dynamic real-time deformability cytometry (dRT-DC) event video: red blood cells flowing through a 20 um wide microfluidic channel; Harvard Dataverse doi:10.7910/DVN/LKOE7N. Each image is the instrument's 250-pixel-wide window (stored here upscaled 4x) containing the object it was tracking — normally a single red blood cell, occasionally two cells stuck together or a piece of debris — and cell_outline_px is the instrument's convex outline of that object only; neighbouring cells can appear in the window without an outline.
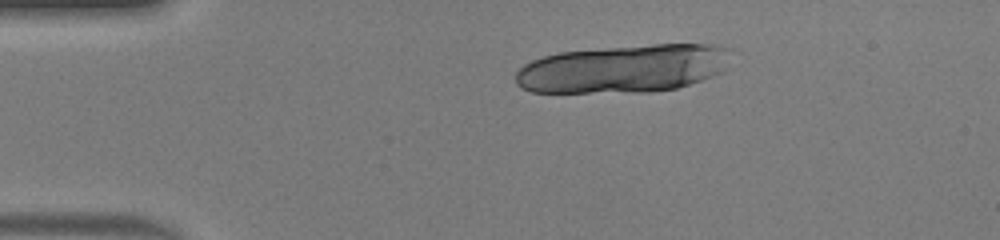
{"species": "human", "species_latin": "Homo sapiens", "temperature_condition": "warm", "stored_images_in_passage": 9, "camera_frame_rate_fps": 3000, "um_per_image_px": 0.085, "donor": {"sex": "male"}, "frame": {"image": 1, "passage_image": 1, "time_ms": 0.0, "image_size_px": [1000, 240], "cell_outline_px": [[732, 48], [724, 68], [720, 72], [712, 76], [676, 88], [652, 92], [532, 92], [520, 88], [516, 84], [516, 72], [524, 64], [532, 60], [544, 56], [560, 52], [652, 44], [712, 44]], "centroid_in_image_um": [52.98, 5.83], "position_along_channel_um": 32.0, "area_um2": 60.23}}